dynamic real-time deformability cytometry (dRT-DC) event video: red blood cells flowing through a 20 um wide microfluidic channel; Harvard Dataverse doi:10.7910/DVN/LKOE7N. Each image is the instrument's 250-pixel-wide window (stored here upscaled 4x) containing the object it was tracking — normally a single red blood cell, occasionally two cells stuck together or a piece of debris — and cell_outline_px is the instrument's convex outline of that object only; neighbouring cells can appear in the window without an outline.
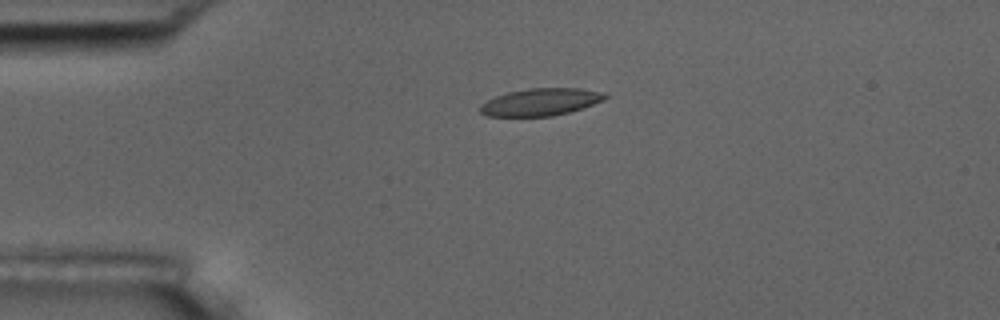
{"species": "common noctule bat (a hibernating species)", "species_latin": "Nyctalus noctula", "temperature_condition": "room temperature", "stored_images_in_passage": 2, "camera_frame_rate_fps": 3000, "um_per_image_px": 0.085, "animal": {"sex": "male", "body_mass_g": 17.5, "forearm_length_mm": 52.3}, "frame": {"image": 1, "passage_image": 1, "time_ms": 0.0, "image_size_px": [1000, 320], "cell_outline_px": [[608, 96], [604, 100], [584, 108], [552, 116], [488, 116], [480, 112], [480, 104], [496, 96], [508, 92], [528, 88], [580, 88], [608, 92]], "centroid_in_image_um": [46.01, 8.66], "position_along_channel_um": 39.0, "area_um2": 20.0}}